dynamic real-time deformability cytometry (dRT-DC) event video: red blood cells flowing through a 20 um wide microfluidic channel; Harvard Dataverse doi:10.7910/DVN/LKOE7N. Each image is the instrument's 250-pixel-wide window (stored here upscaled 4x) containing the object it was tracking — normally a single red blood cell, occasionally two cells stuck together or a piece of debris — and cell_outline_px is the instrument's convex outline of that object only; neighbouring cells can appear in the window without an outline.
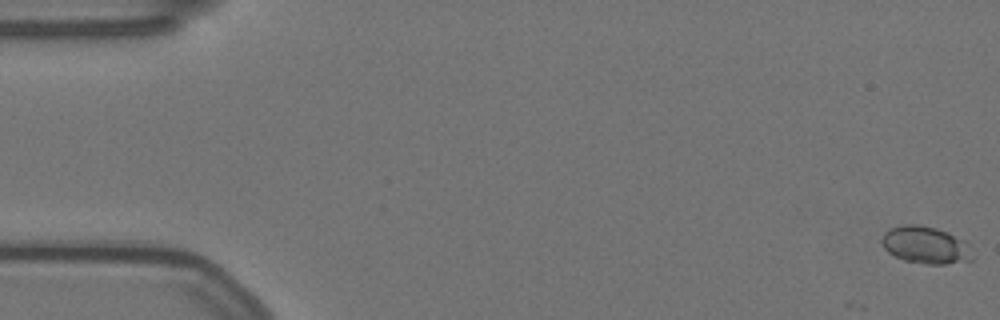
{"species": "Egyptian fruit bat (a non-hibernating species)", "species_latin": "Rousettus aegyptiacus", "temperature_condition": "warm", "stored_images_in_passage": 6, "camera_frame_rate_fps": 3000, "um_per_image_px": 0.085, "animal": {"sex": "female"}, "frame": {"image": 1, "passage_image": 1, "time_ms": 0.0, "image_size_px": [1000, 320], "cell_outline_px": [[972, 260], [944, 264], [924, 264], [904, 260], [888, 252], [884, 248], [880, 240], [884, 232], [888, 228], [904, 224], [916, 224], [936, 228], [948, 232], [964, 240], [968, 244]], "centroid_in_image_um": [78.63, 20.81], "position_along_channel_um": 6.4, "area_um2": 19.71}}